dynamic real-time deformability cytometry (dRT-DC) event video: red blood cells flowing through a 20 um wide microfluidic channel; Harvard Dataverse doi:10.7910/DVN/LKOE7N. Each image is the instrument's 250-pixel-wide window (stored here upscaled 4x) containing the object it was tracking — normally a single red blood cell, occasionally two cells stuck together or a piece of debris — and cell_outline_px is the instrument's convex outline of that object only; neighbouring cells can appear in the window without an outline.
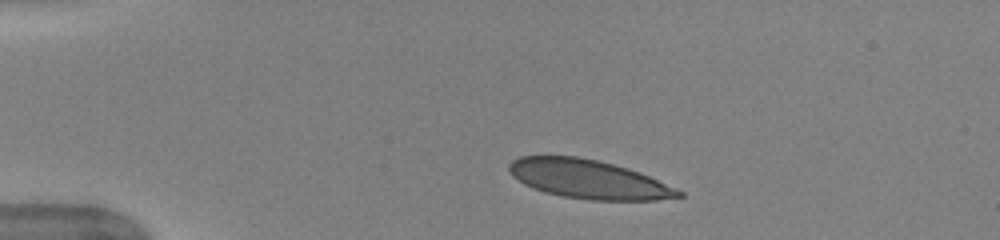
{"species": "human", "species_latin": "Homo sapiens", "temperature_condition": "warm", "stored_images_in_passage": 35, "camera_frame_rate_fps": 3000, "um_per_image_px": 0.085, "donor": {"sex": "female"}, "frame": {"image": 1, "passage_image": 1, "time_ms": 0.0, "image_size_px": [1000, 240], "cell_outline_px": [[684, 196], [656, 200], [588, 200], [564, 196], [544, 192], [532, 188], [524, 184], [512, 176], [508, 168], [508, 164], [512, 160], [520, 156], [576, 156], [596, 160], [628, 168], [640, 172], [676, 188], [684, 192]], "centroid_in_image_um": [50.01, 15.23], "position_along_channel_um": 35.0, "area_um2": 38.26}}
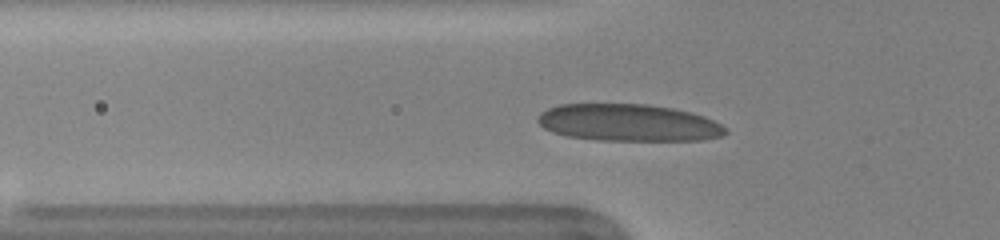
{"frame": {"image": 2, "passage_image": 8, "time_ms": 2.333, "image_size_px": [1000, 240], "cell_outline_px": [[728, 132], [720, 136], [700, 140], [600, 140], [568, 136], [552, 132], [544, 128], [536, 120], [540, 112], [548, 108], [560, 104], [644, 104], [672, 108], [704, 116], [728, 128]], "centroid_in_image_um": [53.39, 10.43], "position_along_channel_um": 72.4, "area_um2": 40.4}}
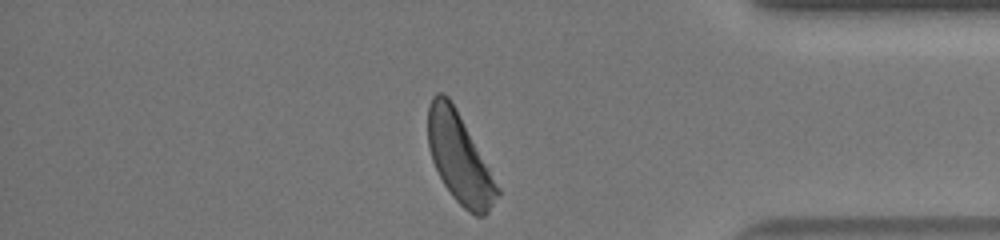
{"frame": {"image": 3, "passage_image": 34, "time_ms": 11.0, "image_size_px": [1000, 240], "cell_outline_px": [[500, 196], [488, 212], [484, 216], [476, 216], [468, 212], [452, 196], [444, 184], [432, 160], [428, 148], [428, 104], [432, 96], [436, 92], [444, 92], [448, 96], [500, 188]], "centroid_in_image_um": [39.04, 13.47], "position_along_channel_um": 396.2, "area_um2": 35.66}, "authors_computed_cell_mechanics": {"area_um2": 38.5526, "velocity_mm_per_s": 3.9637, "shape_relaxation_time_tau1_ms": 2.93, "shape_relaxation_time_tau2_ms": null, "deformation_change_tau1": 0.1421, "deformation_change_tau2": null}}